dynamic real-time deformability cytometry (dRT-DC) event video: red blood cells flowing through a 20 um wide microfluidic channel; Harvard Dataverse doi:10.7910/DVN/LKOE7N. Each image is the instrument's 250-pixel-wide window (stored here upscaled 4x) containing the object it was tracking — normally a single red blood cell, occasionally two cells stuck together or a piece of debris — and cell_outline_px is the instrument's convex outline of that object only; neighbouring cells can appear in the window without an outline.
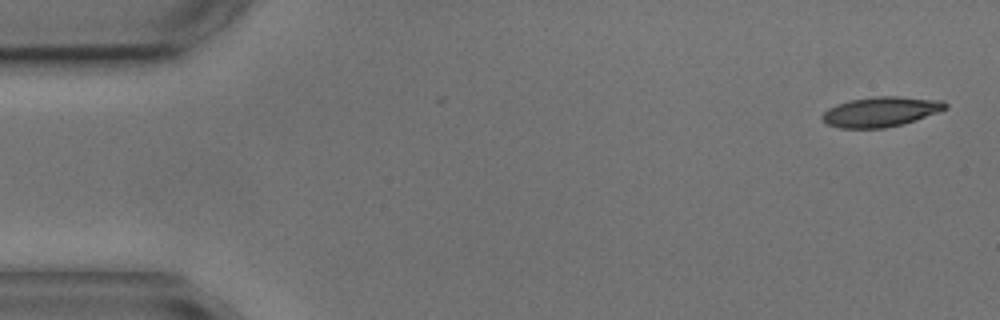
{"species": "common noctule bat (a hibernating species)", "species_latin": "Nyctalus noctula", "temperature_condition": "cold", "stored_images_in_passage": 2, "camera_frame_rate_fps": 3000, "um_per_image_px": 0.085, "animal": {"sex": "male", "body_mass_g": 17.9, "forearm_length_mm": 54.2}, "frame": {"image": 1, "passage_image": 2, "time_ms": 1.333, "image_size_px": [1000, 320], "cell_outline_px": [[948, 108], [916, 120], [904, 124], [884, 128], [840, 128], [828, 124], [820, 120], [820, 116], [828, 108], [836, 104], [848, 100], [872, 96], [900, 96], [944, 100], [948, 104]], "centroid_in_image_um": [74.86, 9.49], "position_along_channel_um": 10.1, "area_um2": 21.85}}